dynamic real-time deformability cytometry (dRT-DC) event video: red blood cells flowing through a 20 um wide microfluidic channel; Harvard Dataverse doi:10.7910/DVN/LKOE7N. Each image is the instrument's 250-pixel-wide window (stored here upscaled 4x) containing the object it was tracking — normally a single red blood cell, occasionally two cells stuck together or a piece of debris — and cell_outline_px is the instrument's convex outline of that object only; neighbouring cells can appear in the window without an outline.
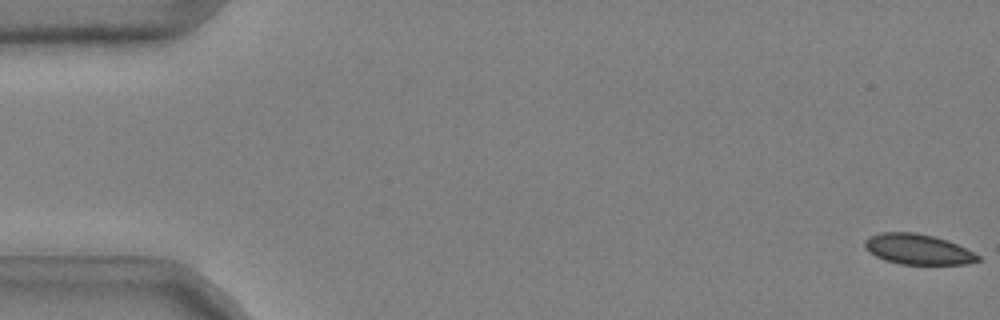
{"species": "common noctule bat (a hibernating species)", "species_latin": "Nyctalus noctula", "temperature_condition": "cold", "stored_images_in_passage": 52, "camera_frame_rate_fps": 3000, "um_per_image_px": 0.085, "animal": {"sex": "male", "body_mass_g": 20.4}, "frame": {"image": 1, "passage_image": 1, "time_ms": 0.0, "image_size_px": [1000, 320], "cell_outline_px": [[980, 260], [964, 264], [900, 264], [884, 260], [876, 256], [864, 248], [864, 240], [880, 232], [916, 232], [948, 240], [980, 256]], "centroid_in_image_um": [77.98, 21.18], "position_along_channel_um": 7.0, "area_um2": 19.88}}
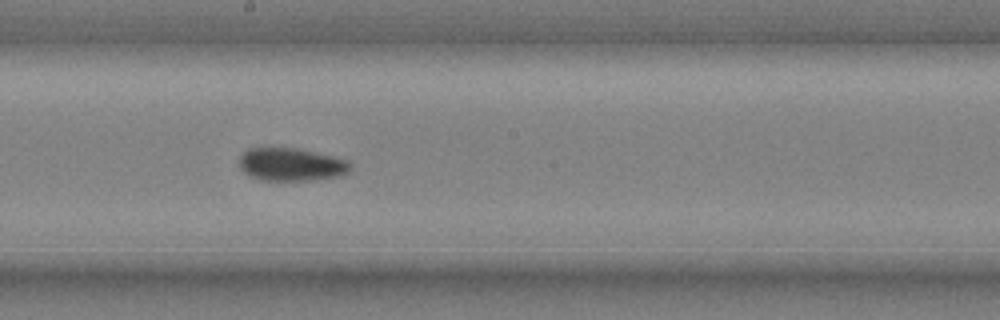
{"frame": {"image": 2, "passage_image": 30, "time_ms": 9.667, "image_size_px": [1000, 320], "cell_outline_px": [[352, 168], [344, 176], [312, 180], [260, 180], [248, 176], [240, 168], [240, 156], [248, 148], [260, 144], [296, 148], [332, 156], [348, 160], [352, 164]], "centroid_in_image_um": [24.72, 13.94], "position_along_channel_um": 223.5, "area_um2": 22.2}}
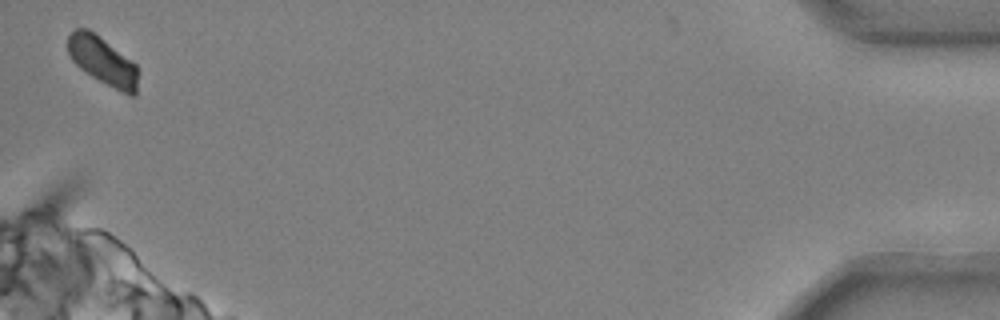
{"frame": {"image": 3, "passage_image": 52, "time_ms": 17.0, "image_size_px": [1000, 320], "cell_outline_px": [[136, 96], [128, 96], [84, 72], [72, 60], [68, 52], [68, 36], [76, 28], [88, 28], [132, 60], [136, 64]], "centroid_in_image_um": [8.72, 5.18], "position_along_channel_um": 426.5, "area_um2": 19.54}, "authors_computed_cell_mechanics": {"area_um2": 21.4149, "velocity_mm_per_s": 3.6967, "shape_relaxation_time_tau1_ms": 5.3268, "shape_relaxation_time_tau2_ms": 1.9738, "deformation_change_tau1": 0.1038, "deformation_change_tau2": 0.0558}}